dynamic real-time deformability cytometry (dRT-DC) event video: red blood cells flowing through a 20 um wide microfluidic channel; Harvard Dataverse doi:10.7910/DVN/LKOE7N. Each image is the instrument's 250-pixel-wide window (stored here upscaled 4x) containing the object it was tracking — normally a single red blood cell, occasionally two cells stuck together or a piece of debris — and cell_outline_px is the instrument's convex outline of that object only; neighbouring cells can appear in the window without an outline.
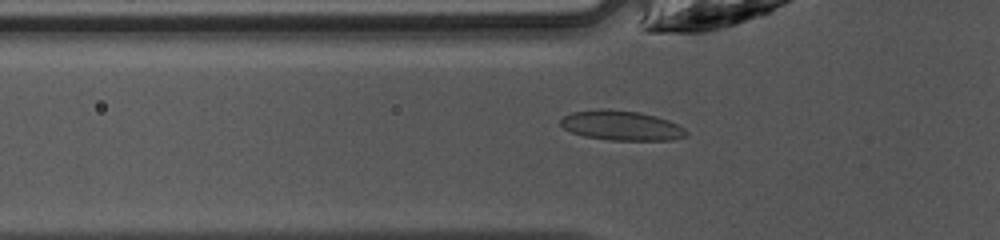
{"species": "common noctule bat (a hibernating species)", "species_latin": "Nyctalus noctula", "temperature_condition": "warm", "stored_images_in_passage": 47, "camera_frame_rate_fps": 3000, "um_per_image_px": 0.085, "animal": {"sex": "female", "body_mass_g": 10.0, "forearm_length_mm": 53.1}, "frame": {"image": 1, "passage_image": 16, "time_ms": 5.0, "image_size_px": [1000, 240], "cell_outline_px": [[688, 136], [672, 140], [608, 140], [584, 136], [572, 132], [564, 128], [560, 124], [560, 120], [564, 116], [572, 112], [600, 108], [604, 108], [640, 112], [656, 116], [668, 120], [684, 128], [688, 132]], "centroid_in_image_um": [52.83, 10.66], "position_along_channel_um": 73.0, "area_um2": 21.91}}
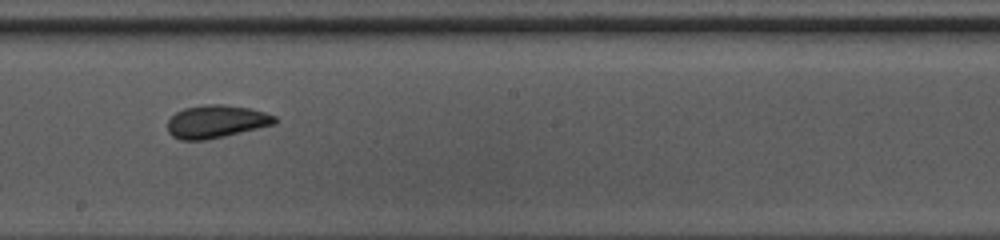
{"frame": {"image": 2, "passage_image": 27, "time_ms": 8.667, "image_size_px": [1000, 240], "cell_outline_px": [[276, 124], [224, 136], [204, 140], [180, 140], [172, 136], [168, 132], [168, 120], [176, 112], [184, 108], [204, 104], [224, 104], [248, 108], [264, 112], [276, 116]], "centroid_in_image_um": [18.36, 10.33], "position_along_channel_um": 229.8, "area_um2": 20.52}}
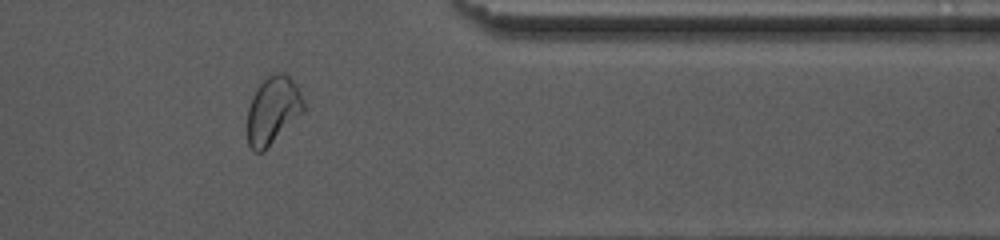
{"frame": {"image": 3, "passage_image": 39, "time_ms": 12.667, "image_size_px": [1000, 240], "cell_outline_px": [[304, 112], [264, 152], [256, 152], [248, 144], [248, 108], [252, 96], [256, 88], [272, 72], [284, 72], [296, 84], [300, 92], [304, 104]], "centroid_in_image_um": [23.2, 9.37], "position_along_channel_um": 388.2, "area_um2": 22.25}, "authors_computed_cell_mechanics": {"area_um2": 21.1548, "velocity_mm_per_s": 4.2477, "shape_relaxation_time_tau1_ms": 2.4663, "shape_relaxation_time_tau2_ms": 1.0081, "deformation_change_tau1": 0.0999, "deformation_change_tau2": 0.0418}}